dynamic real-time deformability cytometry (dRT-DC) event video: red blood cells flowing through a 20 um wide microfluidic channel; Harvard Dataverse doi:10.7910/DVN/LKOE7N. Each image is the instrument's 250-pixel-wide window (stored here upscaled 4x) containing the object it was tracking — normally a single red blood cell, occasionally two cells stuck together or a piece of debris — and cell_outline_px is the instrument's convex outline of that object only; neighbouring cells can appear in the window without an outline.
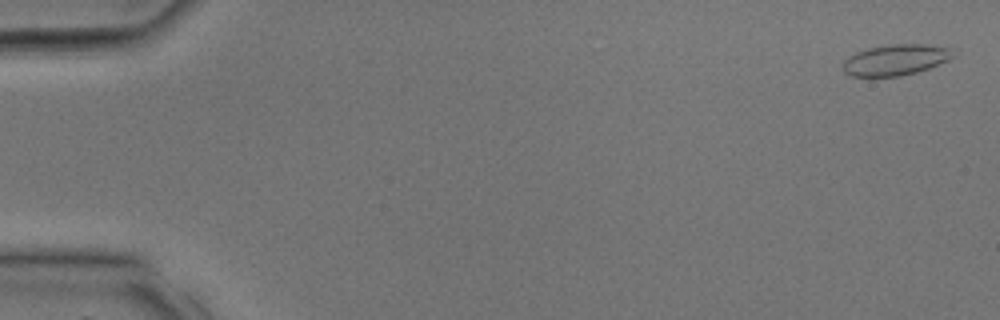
{"species": "common noctule bat (a hibernating species)", "species_latin": "Nyctalus noctula", "temperature_condition": "room temperature", "stored_images_in_passage": 33, "camera_frame_rate_fps": 3000, "um_per_image_px": 0.085, "animal": {"sex": "male", "body_mass_g": 17.9, "forearm_length_mm": 54.2}, "frame": {"image": 1, "passage_image": 1, "time_ms": 0.0, "image_size_px": [1000, 320], "cell_outline_px": [[952, 56], [948, 60], [928, 68], [916, 72], [900, 76], [852, 76], [844, 72], [840, 64], [848, 56], [856, 52], [868, 48], [892, 44], [924, 44], [948, 48]], "centroid_in_image_um": [76.03, 5.09], "position_along_channel_um": 9.0, "area_um2": 19.59}}
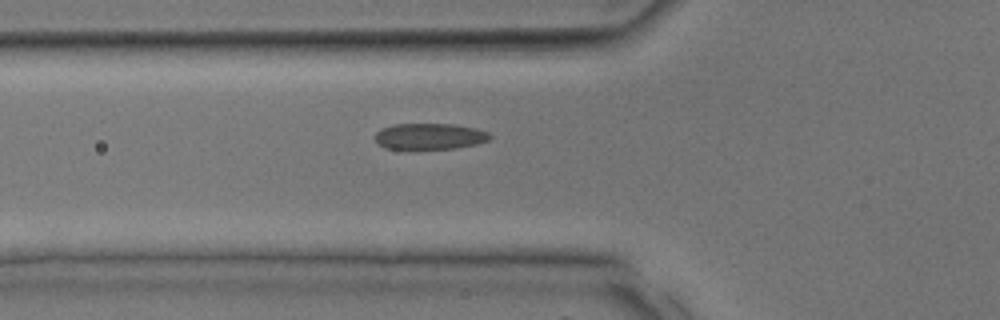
{"frame": {"image": 2, "passage_image": 12, "time_ms": 3.667, "image_size_px": [1000, 320], "cell_outline_px": [[492, 136], [488, 140], [476, 144], [456, 148], [408, 152], [384, 148], [376, 140], [376, 132], [380, 128], [396, 124], [452, 124], [476, 128], [488, 132]], "centroid_in_image_um": [36.47, 11.64], "position_along_channel_um": 89.3, "area_um2": 18.26}}
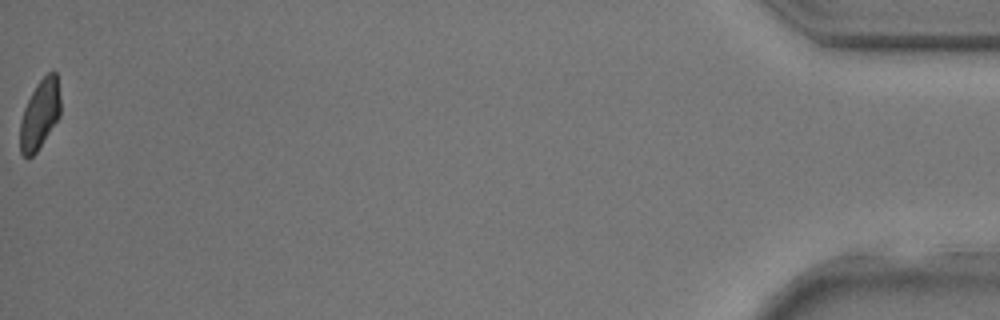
{"frame": {"image": 3, "passage_image": 33, "time_ms": 10.667, "image_size_px": [1000, 320], "cell_outline_px": [[60, 116], [36, 152], [28, 160], [20, 152], [20, 120], [24, 108], [36, 84], [48, 72], [56, 72], [60, 96]], "centroid_in_image_um": [3.38, 9.74], "position_along_channel_um": 431.8, "area_um2": 16.3}}